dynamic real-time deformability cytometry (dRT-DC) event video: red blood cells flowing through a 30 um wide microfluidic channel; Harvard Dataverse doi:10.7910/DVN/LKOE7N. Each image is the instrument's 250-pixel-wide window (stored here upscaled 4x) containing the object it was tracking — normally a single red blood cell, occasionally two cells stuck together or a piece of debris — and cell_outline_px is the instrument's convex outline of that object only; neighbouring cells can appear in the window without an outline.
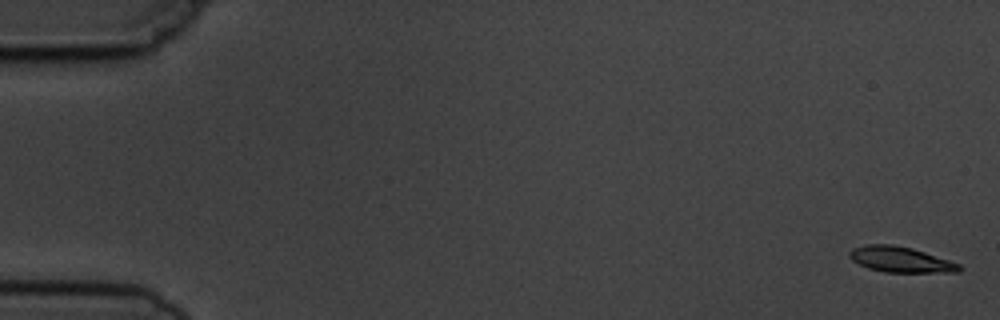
{"species": "common noctule bat (a hibernating species)", "species_latin": "Nyctalus noctula", "temperature_condition": "cold", "stored_images_in_passage": 5, "camera_frame_rate_fps": 3000, "um_per_image_px": 0.085, "animal": {"sex": "male", "body_mass_g": 19.5, "forearm_length_mm": 54.6}, "frame": {"image": 1, "passage_image": 1, "time_ms": 0.0, "image_size_px": [1000, 320], "cell_outline_px": [[964, 268], [960, 272], [884, 272], [868, 268], [852, 260], [848, 256], [848, 252], [852, 248], [868, 244], [892, 244], [912, 248], [960, 264]], "centroid_in_image_um": [76.54, 22.06], "position_along_channel_um": 8.5, "area_um2": 16.36}}
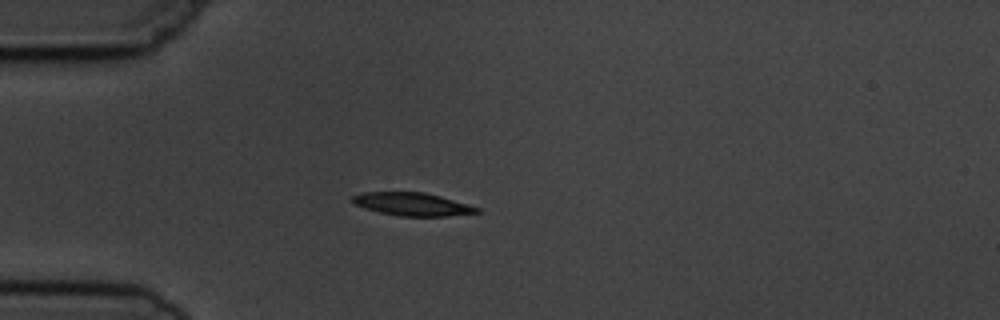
{"frame": {"image": 2, "passage_image": 5, "time_ms": 4.667, "image_size_px": [1000, 320], "cell_outline_px": [[480, 212], [448, 216], [400, 216], [380, 212], [364, 208], [352, 204], [348, 200], [352, 196], [364, 192], [424, 192], [440, 196], [468, 204], [480, 208]], "centroid_in_image_um": [35.0, 17.35], "position_along_channel_um": 50.0, "area_um2": 16.76}}